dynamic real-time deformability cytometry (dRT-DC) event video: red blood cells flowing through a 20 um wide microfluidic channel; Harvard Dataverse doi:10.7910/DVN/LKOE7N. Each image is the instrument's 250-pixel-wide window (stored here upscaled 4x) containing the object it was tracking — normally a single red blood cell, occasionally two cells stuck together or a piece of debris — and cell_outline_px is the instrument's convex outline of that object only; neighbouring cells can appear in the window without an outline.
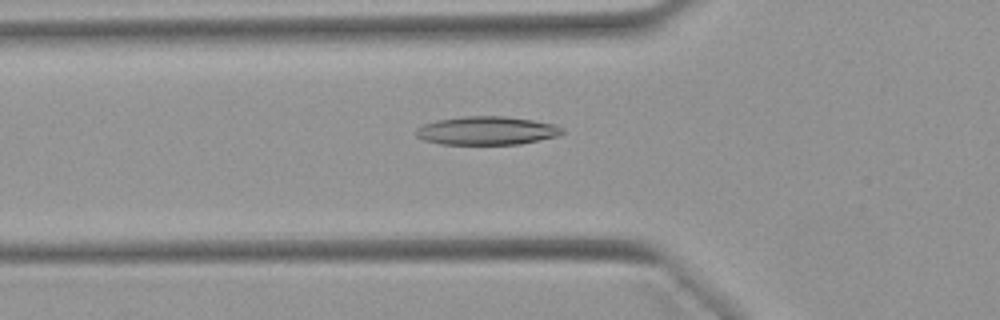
{"species": "Egyptian fruit bat (a non-hibernating species)", "species_latin": "Rousettus aegyptiacus", "temperature_condition": "warm", "stored_images_in_passage": 52, "camera_frame_rate_fps": 3000, "um_per_image_px": 0.085, "animal": {"sex": "female"}, "frame": {"image": 1, "passage_image": 18, "time_ms": 5.667, "image_size_px": [1000, 320], "cell_outline_px": [[564, 132], [560, 136], [520, 144], [440, 144], [424, 140], [416, 136], [416, 128], [424, 124], [436, 120], [464, 116], [504, 116], [532, 120], [556, 124], [564, 128]], "centroid_in_image_um": [41.41, 11.1], "position_along_channel_um": 84.4, "area_um2": 24.39}}
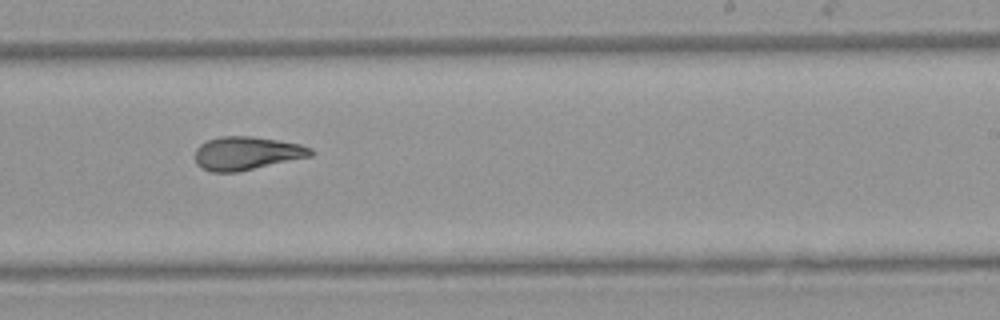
{"frame": {"image": 2, "passage_image": 32, "time_ms": 10.333, "image_size_px": [1000, 320], "cell_outline_px": [[312, 156], [240, 172], [212, 172], [200, 168], [196, 164], [196, 148], [200, 144], [208, 140], [220, 136], [252, 136], [300, 144], [312, 148]], "centroid_in_image_um": [20.95, 13.04], "position_along_channel_um": 268.0, "area_um2": 22.6}}
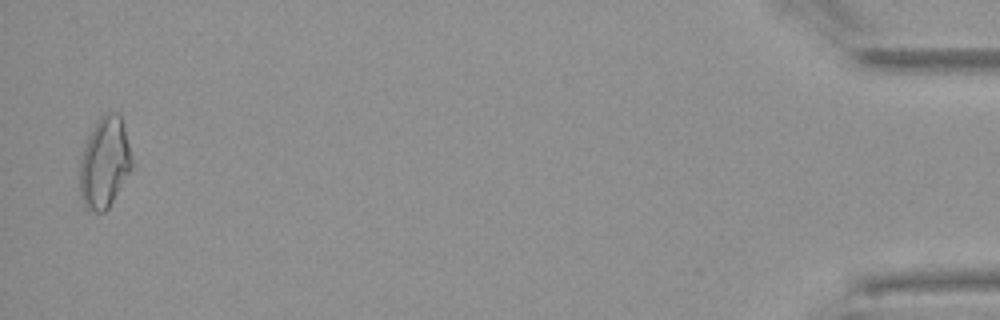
{"frame": {"image": 3, "passage_image": 51, "time_ms": 16.667, "image_size_px": [1000, 320], "cell_outline_px": [[132, 168], [108, 208], [104, 212], [92, 212], [84, 208], [80, 196], [80, 160], [88, 136], [96, 120], [104, 112], [120, 112], [132, 156]], "centroid_in_image_um": [8.88, 13.81], "position_along_channel_um": 426.3, "area_um2": 27.8}, "authors_computed_cell_mechanics": {"area_um2": 23.4957, "velocity_mm_per_s": 3.937, "shape_relaxation_time_tau1_ms": null, "shape_relaxation_time_tau2_ms": 3.4944, "deformation_change_tau1": null, "deformation_change_tau2": 0.1164}}